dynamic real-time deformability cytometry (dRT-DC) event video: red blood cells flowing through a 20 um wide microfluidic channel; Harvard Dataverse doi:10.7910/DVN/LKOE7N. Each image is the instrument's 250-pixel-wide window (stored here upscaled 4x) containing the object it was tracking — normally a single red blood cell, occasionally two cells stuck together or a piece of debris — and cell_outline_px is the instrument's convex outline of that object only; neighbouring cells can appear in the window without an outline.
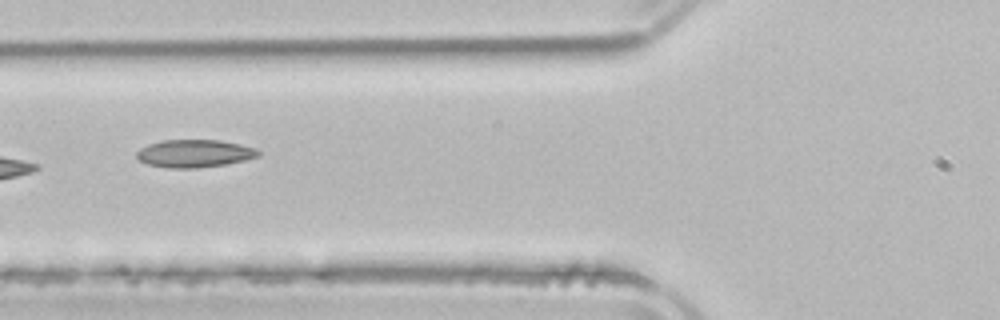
{"species": "common noctule bat (a hibernating species)", "species_latin": "Nyctalus noctula", "temperature_condition": "room temperature", "stored_images_in_passage": 5, "camera_frame_rate_fps": 3000, "um_per_image_px": 0.085, "animal": {"sex": "male", "body_mass_g": 21.5, "forearm_length_mm": 52.0}, "frame": {"image": 1, "passage_image": 5, "time_ms": 6.333, "image_size_px": [1000, 320], "cell_outline_px": [[260, 156], [244, 160], [224, 164], [196, 168], [168, 168], [148, 164], [140, 160], [136, 156], [136, 152], [140, 148], [148, 144], [160, 140], [220, 140], [240, 144], [256, 148], [260, 152]], "centroid_in_image_um": [16.52, 13.04], "position_along_channel_um": 109.3, "area_um2": 19.65}}